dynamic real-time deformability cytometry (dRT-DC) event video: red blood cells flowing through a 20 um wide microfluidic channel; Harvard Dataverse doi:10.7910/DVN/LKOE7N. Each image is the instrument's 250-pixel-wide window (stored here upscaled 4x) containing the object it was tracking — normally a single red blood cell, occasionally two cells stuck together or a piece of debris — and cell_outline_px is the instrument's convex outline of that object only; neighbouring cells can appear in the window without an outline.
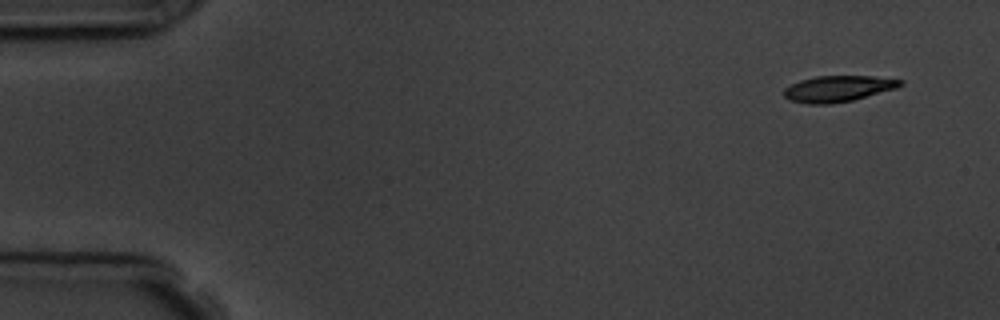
{"species": "common noctule bat (a hibernating species)", "species_latin": "Nyctalus noctula", "temperature_condition": "room temperature", "stored_images_in_passage": 6, "camera_frame_rate_fps": 3000, "um_per_image_px": 0.085, "animal": {"sex": "male", "body_mass_g": 19.5, "forearm_length_mm": 54.6}, "frame": {"image": 1, "passage_image": 1, "time_ms": 0.0, "image_size_px": [1000, 320], "cell_outline_px": [[904, 84], [896, 88], [852, 100], [832, 104], [808, 104], [788, 100], [784, 96], [784, 88], [800, 80], [816, 76], [876, 76], [904, 80]], "centroid_in_image_um": [71.23, 7.53], "position_along_channel_um": 13.8, "area_um2": 17.74}}
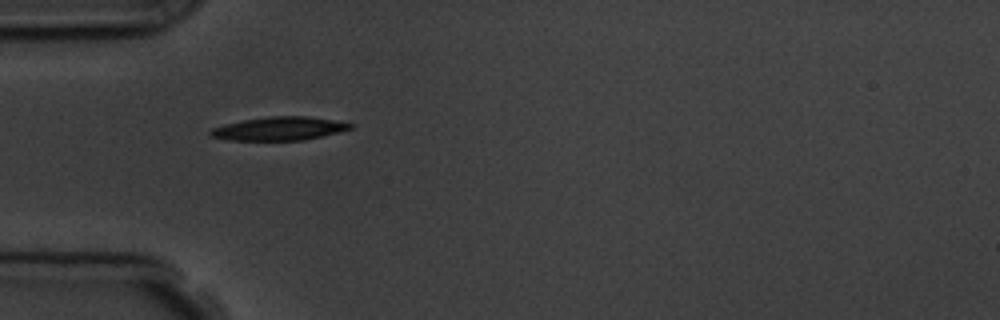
{"frame": {"image": 2, "passage_image": 5, "time_ms": 4.333, "image_size_px": [1000, 320], "cell_outline_px": [[356, 124], [352, 128], [340, 132], [304, 140], [228, 140], [212, 136], [208, 132], [212, 128], [224, 124], [244, 120], [268, 116], [308, 116]], "centroid_in_image_um": [23.76, 10.93], "position_along_channel_um": 61.2, "area_um2": 19.07}}